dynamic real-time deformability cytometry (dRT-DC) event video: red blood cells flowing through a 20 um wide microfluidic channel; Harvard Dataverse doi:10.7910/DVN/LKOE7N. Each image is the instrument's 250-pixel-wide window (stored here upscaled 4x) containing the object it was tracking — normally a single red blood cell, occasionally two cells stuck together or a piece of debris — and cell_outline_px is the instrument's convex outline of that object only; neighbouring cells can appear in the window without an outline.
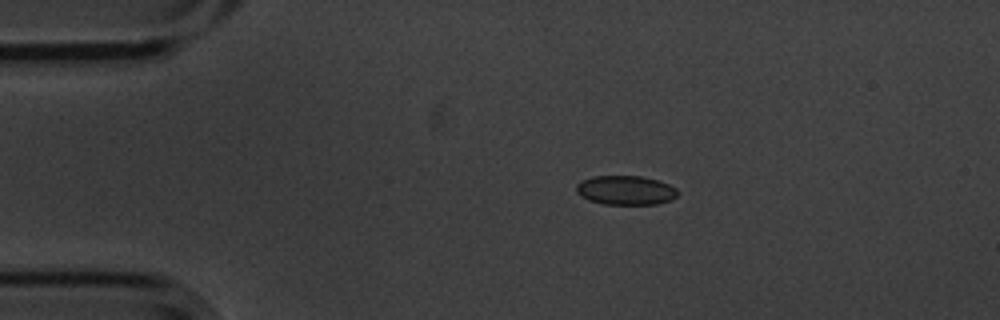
{"species": "common noctule bat (a hibernating species)", "species_latin": "Nyctalus noctula", "temperature_condition": "cold", "stored_images_in_passage": 47, "camera_frame_rate_fps": 3000, "um_per_image_px": 0.085, "animal": {"sex": "male", "body_mass_g": 20.1, "forearm_length_mm": 53.5}, "frame": {"image": 1, "passage_image": 2, "time_ms": 0.333, "image_size_px": [1000, 320], "cell_outline_px": [[680, 192], [672, 200], [656, 204], [604, 204], [588, 200], [580, 196], [576, 192], [576, 184], [580, 180], [592, 176], [640, 176], [656, 180], [668, 184], [676, 188]], "centroid_in_image_um": [53.15, 16.17], "position_along_channel_um": 31.8, "area_um2": 17.4}}
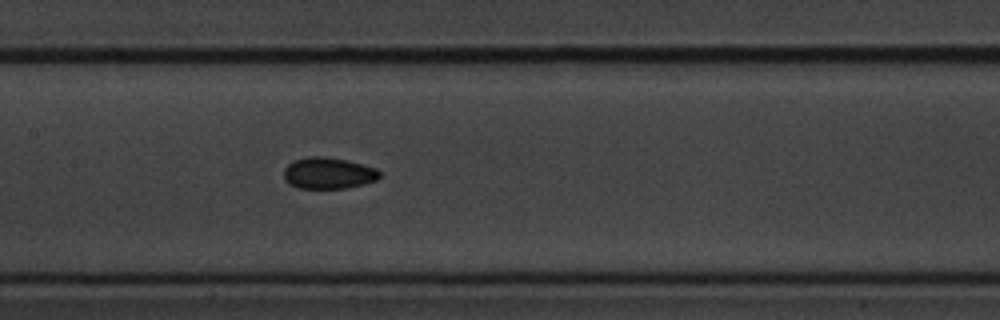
{"frame": {"image": 2, "passage_image": 18, "time_ms": 5.667, "image_size_px": [1000, 320], "cell_outline_px": [[380, 176], [376, 180], [364, 184], [344, 188], [300, 188], [288, 184], [284, 180], [284, 168], [288, 164], [296, 160], [308, 156], [324, 156], [348, 160], [376, 168], [380, 172]], "centroid_in_image_um": [27.9, 14.71], "position_along_channel_um": 179.5, "area_um2": 17.57}}
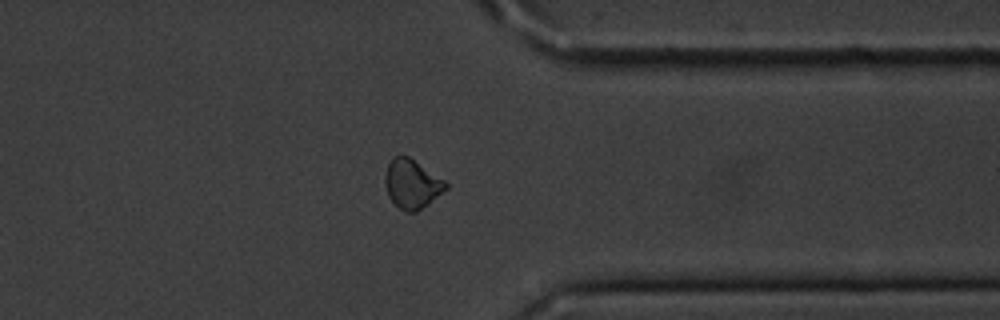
{"frame": {"image": 3, "passage_image": 35, "time_ms": 11.333, "image_size_px": [1000, 320], "cell_outline_px": [[448, 188], [428, 204], [416, 212], [408, 212], [400, 208], [388, 196], [384, 184], [384, 176], [388, 164], [392, 156], [408, 156], [444, 180], [448, 184]], "centroid_in_image_um": [35.0, 15.63], "position_along_channel_um": 376.4, "area_um2": 17.22}, "authors_computed_cell_mechanics": {"area_um2": 17.2244, "velocity_mm_per_s": 3.5699, "shape_relaxation_time_tau1_ms": null, "shape_relaxation_time_tau2_ms": 4.0936, "deformation_change_tau1": null, "deformation_change_tau2": 0.0759}}